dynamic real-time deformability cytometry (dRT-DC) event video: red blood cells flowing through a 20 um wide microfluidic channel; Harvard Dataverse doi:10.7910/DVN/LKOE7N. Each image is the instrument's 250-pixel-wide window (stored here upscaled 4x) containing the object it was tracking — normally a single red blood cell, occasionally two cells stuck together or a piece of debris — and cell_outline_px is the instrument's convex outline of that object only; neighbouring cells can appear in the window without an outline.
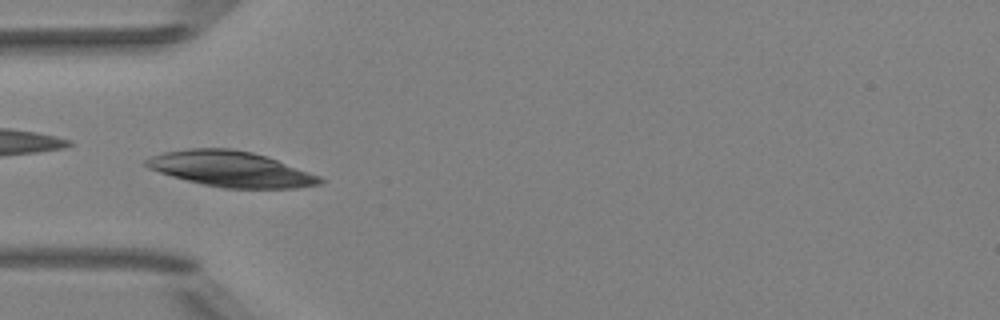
{"species": "Egyptian fruit bat (a non-hibernating species)", "species_latin": "Rousettus aegyptiacus", "temperature_condition": "room temperature", "stored_images_in_passage": 8, "camera_frame_rate_fps": 3000, "um_per_image_px": 0.085, "animal": {"sex": "female"}, "frame": {"image": 1, "passage_image": 4, "time_ms": 1.0, "image_size_px": [1000, 320], "cell_outline_px": [[324, 180], [320, 184], [296, 188], [224, 188], [204, 184], [172, 176], [148, 168], [144, 164], [144, 160], [152, 156], [164, 152], [188, 148], [232, 148], [252, 152], [276, 160], [320, 176]], "centroid_in_image_um": [19.6, 14.36], "position_along_channel_um": 65.4, "area_um2": 35.6}}
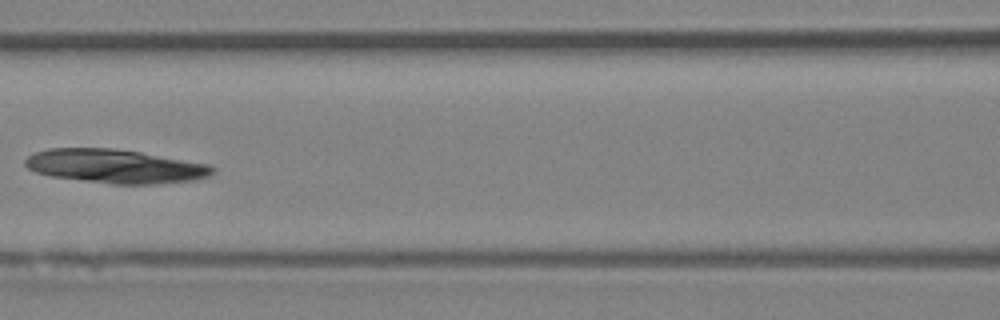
{"frame": {"image": 2, "passage_image": 6, "time_ms": 1.667, "image_size_px": [1000, 320], "cell_outline_px": [[216, 172], [208, 176], [196, 180], [156, 184], [112, 184], [52, 176], [36, 172], [28, 168], [24, 164], [24, 160], [28, 156], [36, 152], [48, 148], [112, 148], [140, 152], [212, 164], [216, 168]], "centroid_in_image_um": [9.85, 14.13], "position_along_channel_um": 156.7, "area_um2": 37.11}}
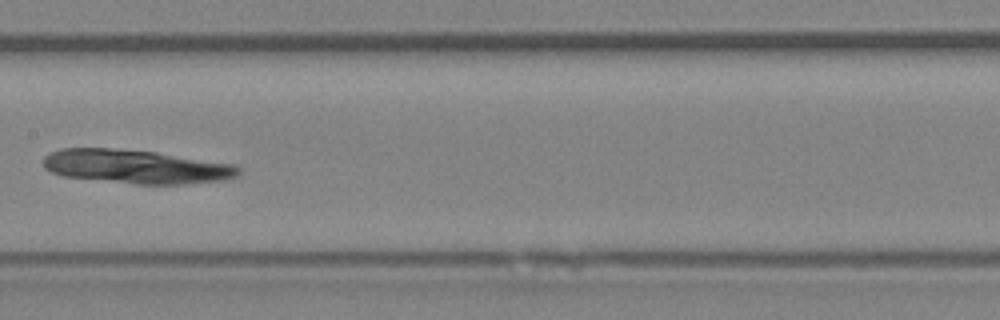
{"frame": {"image": 3, "passage_image": 7, "time_ms": 2.0, "image_size_px": [1000, 320], "cell_outline_px": [[240, 176], [228, 180], [184, 184], [136, 184], [64, 176], [52, 172], [44, 168], [44, 156], [60, 148], [112, 148], [156, 152], [232, 164], [240, 168]], "centroid_in_image_um": [11.6, 14.16], "position_along_channel_um": 195.8, "area_um2": 38.44}}